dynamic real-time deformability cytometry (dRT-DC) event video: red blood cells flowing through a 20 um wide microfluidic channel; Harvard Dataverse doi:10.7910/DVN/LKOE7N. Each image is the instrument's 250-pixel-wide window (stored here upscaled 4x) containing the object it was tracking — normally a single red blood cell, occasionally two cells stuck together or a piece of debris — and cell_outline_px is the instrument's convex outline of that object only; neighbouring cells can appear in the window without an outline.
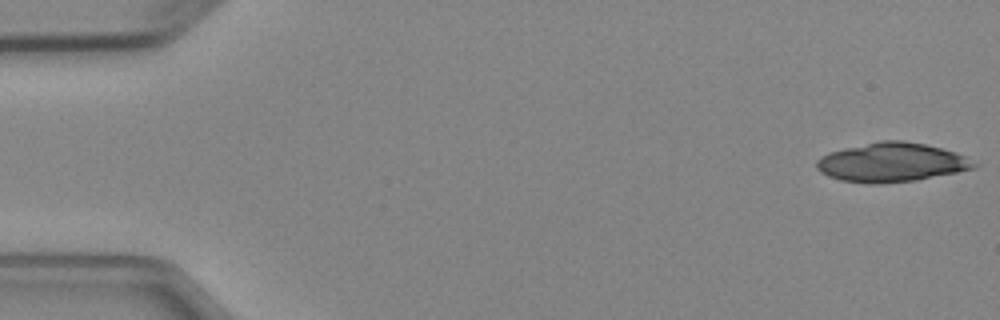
{"species": "Egyptian fruit bat (a non-hibernating species)", "species_latin": "Rousettus aegyptiacus", "temperature_condition": "cold", "stored_images_in_passage": 6, "camera_frame_rate_fps": 3000, "um_per_image_px": 0.085, "animal": {"sex": "female"}, "frame": {"image": 1, "passage_image": 1, "time_ms": 0.0, "image_size_px": [1000, 320], "cell_outline_px": [[980, 164], [976, 168], [916, 180], [880, 184], [868, 184], [840, 180], [828, 176], [820, 172], [816, 168], [816, 160], [820, 156], [828, 152], [844, 148], [880, 140], [904, 140], [924, 144], [956, 152]], "centroid_in_image_um": [75.76, 13.8], "position_along_channel_um": 9.2, "area_um2": 36.07}}